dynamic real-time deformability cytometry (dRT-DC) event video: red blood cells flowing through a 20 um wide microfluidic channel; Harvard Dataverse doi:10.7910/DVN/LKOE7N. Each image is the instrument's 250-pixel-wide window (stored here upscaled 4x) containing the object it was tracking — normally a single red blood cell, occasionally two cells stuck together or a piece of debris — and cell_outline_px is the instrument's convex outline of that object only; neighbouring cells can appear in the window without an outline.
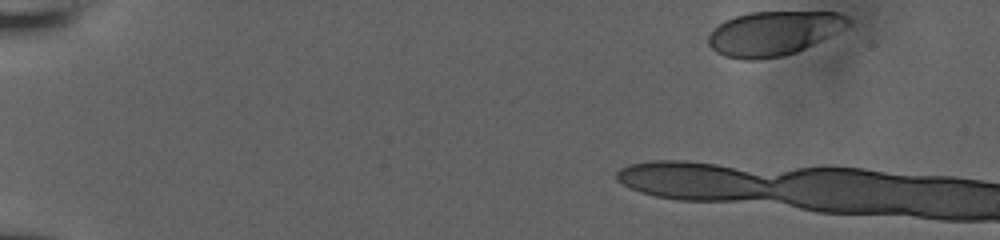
{"species": "human", "species_latin": "Homo sapiens", "temperature_condition": "room temperature", "stored_images_in_passage": 9, "camera_frame_rate_fps": 3000, "um_per_image_px": 0.085, "donor": {"sex": "male"}, "frame": {"image": 1, "passage_image": 1, "time_ms": 0.0, "image_size_px": [1000, 240], "cell_outline_px": [[848, 24], [828, 36], [796, 52], [780, 56], [760, 60], [744, 60], [724, 56], [716, 52], [708, 44], [708, 36], [712, 28], [724, 20], [748, 12], [836, 12], [848, 16]], "centroid_in_image_um": [65.65, 2.83], "position_along_channel_um": 19.4, "area_um2": 35.72}}